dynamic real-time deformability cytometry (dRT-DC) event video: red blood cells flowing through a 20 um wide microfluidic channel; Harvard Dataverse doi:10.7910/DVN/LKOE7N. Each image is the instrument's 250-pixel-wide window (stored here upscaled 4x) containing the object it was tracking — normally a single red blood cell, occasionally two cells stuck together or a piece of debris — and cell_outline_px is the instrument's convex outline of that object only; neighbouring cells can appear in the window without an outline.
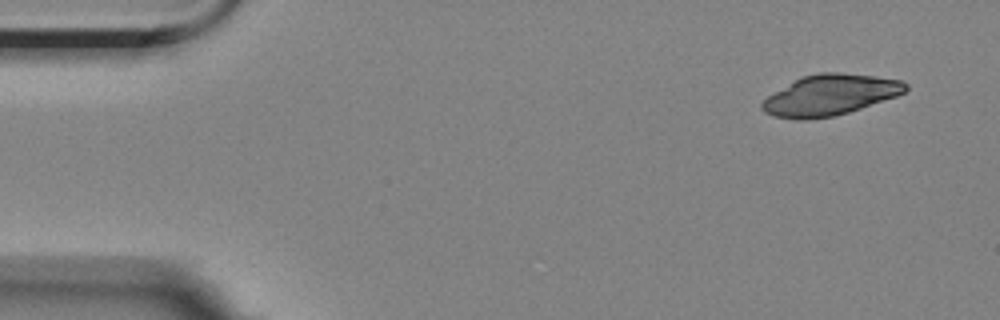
{"species": "Egyptian fruit bat (a non-hibernating species)", "species_latin": "Rousettus aegyptiacus", "temperature_condition": "room temperature", "stored_images_in_passage": 7, "camera_frame_rate_fps": 3000, "um_per_image_px": 0.085, "animal": {"sex": "female"}, "frame": {"image": 1, "passage_image": 1, "time_ms": 0.0, "image_size_px": [1000, 320], "cell_outline_px": [[908, 88], [904, 92], [896, 96], [836, 116], [808, 120], [796, 120], [776, 116], [764, 112], [760, 108], [760, 104], [768, 96], [800, 76], [820, 72], [840, 72], [872, 76], [900, 80], [908, 84]], "centroid_in_image_um": [70.52, 8.08], "position_along_channel_um": 14.5, "area_um2": 33.99}}